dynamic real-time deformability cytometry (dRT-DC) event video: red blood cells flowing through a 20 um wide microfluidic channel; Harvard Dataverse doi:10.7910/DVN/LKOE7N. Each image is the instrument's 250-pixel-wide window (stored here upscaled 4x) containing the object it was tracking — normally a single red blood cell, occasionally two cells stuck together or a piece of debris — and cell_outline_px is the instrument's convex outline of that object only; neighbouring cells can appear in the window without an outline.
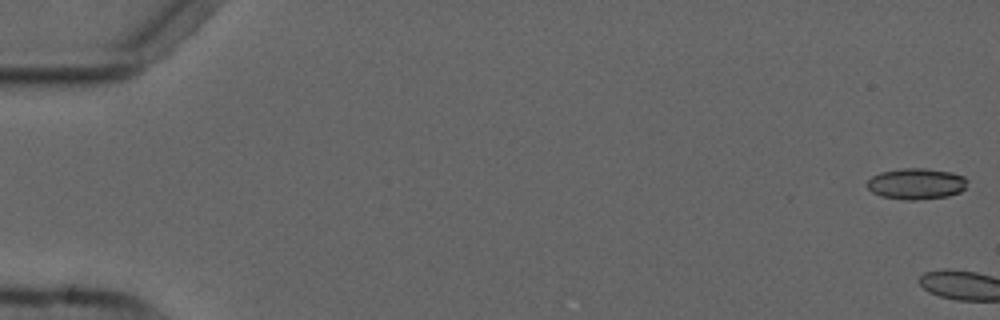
{"species": "common noctule bat (a hibernating species)", "species_latin": "Nyctalus noctula", "temperature_condition": "cold", "stored_images_in_passage": 6, "camera_frame_rate_fps": 3000, "um_per_image_px": 0.085, "animal": {"sex": "male", "forearm_length_mm": 52.5}, "frame": {"image": 1, "passage_image": 1, "time_ms": 0.0, "image_size_px": [1000, 320], "cell_outline_px": [[968, 180], [964, 188], [960, 192], [948, 196], [916, 200], [904, 200], [880, 196], [872, 192], [864, 184], [872, 176], [880, 172], [900, 168], [924, 168], [952, 172], [964, 176]], "centroid_in_image_um": [77.86, 15.62], "position_along_channel_um": 7.1, "area_um2": 18.38}}
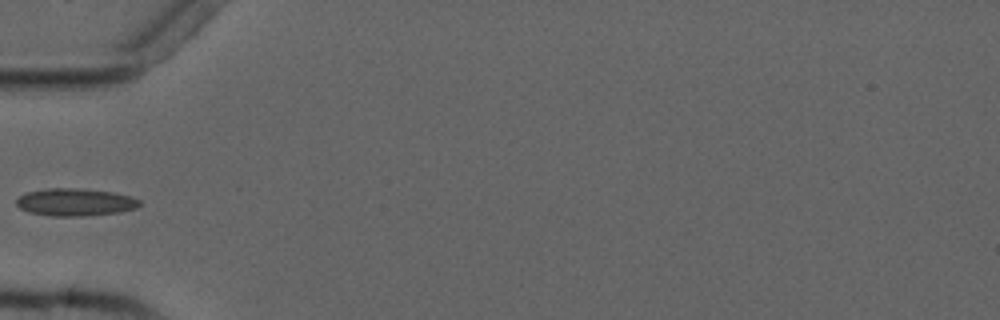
{"frame": {"image": 2, "passage_image": 6, "time_ms": 7.0, "image_size_px": [1000, 320], "cell_outline_px": [[140, 204], [136, 208], [120, 212], [88, 216], [48, 216], [28, 212], [20, 208], [16, 204], [16, 200], [24, 192], [44, 188], [80, 188], [112, 192], [128, 196], [140, 200]], "centroid_in_image_um": [6.34, 17.18], "position_along_channel_um": 78.7, "area_um2": 19.94}}